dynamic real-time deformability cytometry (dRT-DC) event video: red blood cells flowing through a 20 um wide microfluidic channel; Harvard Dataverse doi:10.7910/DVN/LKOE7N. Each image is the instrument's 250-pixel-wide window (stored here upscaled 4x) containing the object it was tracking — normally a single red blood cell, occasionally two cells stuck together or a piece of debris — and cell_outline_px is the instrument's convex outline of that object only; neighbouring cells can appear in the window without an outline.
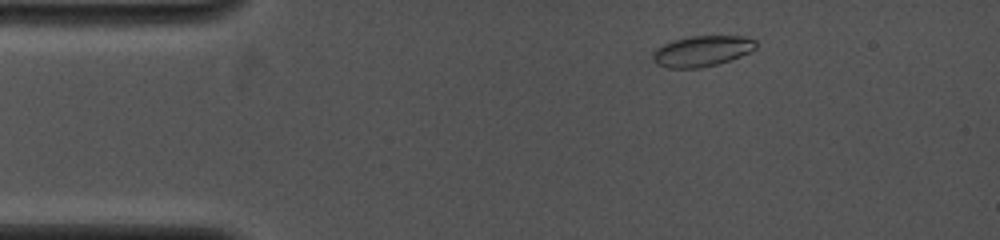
{"species": "common noctule bat (a hibernating species)", "species_latin": "Nyctalus noctula", "temperature_condition": "cold", "stored_images_in_passage": 14, "camera_frame_rate_fps": 4000, "um_per_image_px": 0.085, "animal": {"sex": "female", "body_mass_g": 19.0, "forearm_length_mm": 53.3}, "frame": {"image": 1, "passage_image": 2, "time_ms": 1.0, "image_size_px": [1000, 240], "cell_outline_px": [[756, 48], [752, 52], [716, 64], [700, 68], [668, 68], [656, 64], [652, 60], [652, 52], [656, 48], [672, 40], [692, 36], [744, 36], [756, 40]], "centroid_in_image_um": [59.65, 4.34], "position_along_channel_um": 25.3, "area_um2": 18.55}}
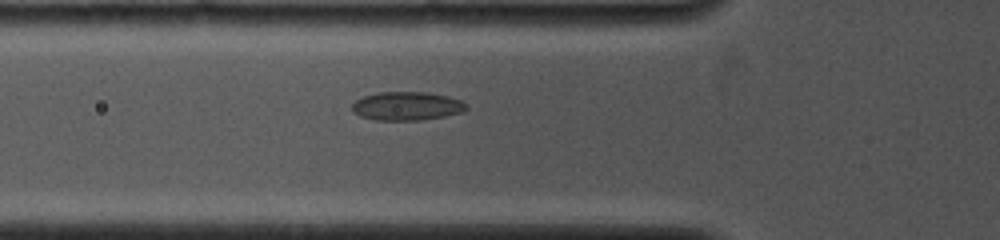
{"frame": {"image": 2, "passage_image": 6, "time_ms": 4.0, "image_size_px": [1000, 240], "cell_outline_px": [[468, 108], [464, 112], [444, 116], [420, 120], [376, 120], [360, 116], [352, 112], [352, 104], [356, 100], [364, 96], [380, 92], [428, 92], [448, 96], [460, 100], [468, 104]], "centroid_in_image_um": [34.6, 9.01], "position_along_channel_um": 91.2, "area_um2": 19.13}}
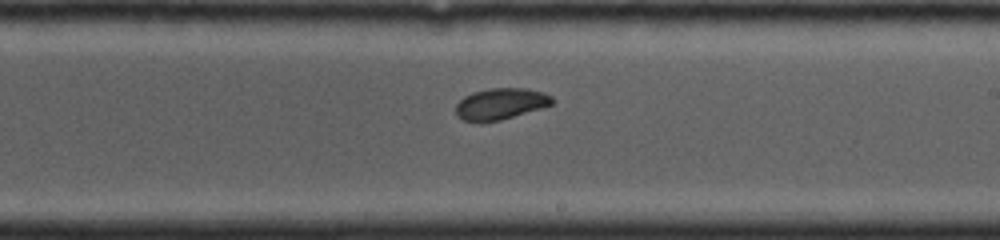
{"frame": {"image": 3, "passage_image": 14, "time_ms": 7.75, "image_size_px": [1000, 240], "cell_outline_px": [[556, 100], [552, 104], [540, 108], [500, 120], [464, 120], [456, 116], [456, 104], [464, 96], [472, 92], [488, 88], [524, 88], [544, 92], [552, 96]], "centroid_in_image_um": [42.57, 8.79], "position_along_channel_um": 246.4, "area_um2": 17.34}}